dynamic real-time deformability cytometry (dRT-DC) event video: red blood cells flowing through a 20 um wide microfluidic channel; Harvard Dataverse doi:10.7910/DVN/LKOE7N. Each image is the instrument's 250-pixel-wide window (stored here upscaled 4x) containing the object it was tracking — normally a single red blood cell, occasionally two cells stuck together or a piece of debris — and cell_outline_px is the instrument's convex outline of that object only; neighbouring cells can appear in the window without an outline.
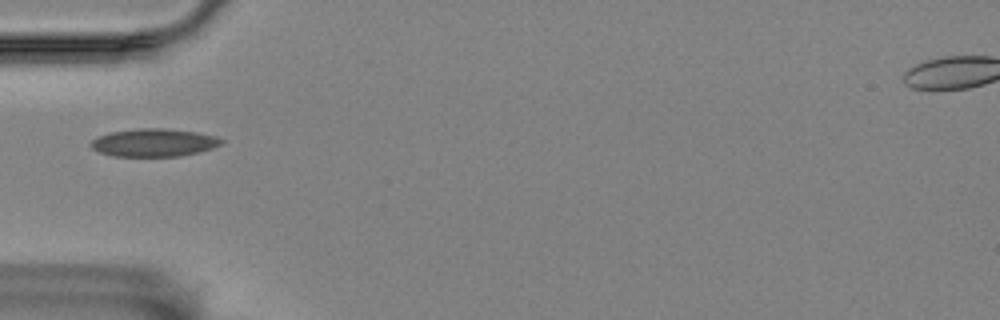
{"species": "Egyptian fruit bat (a non-hibernating species)", "species_latin": "Rousettus aegyptiacus", "temperature_condition": "room temperature", "stored_images_in_passage": 2, "camera_frame_rate_fps": 3000, "um_per_image_px": 0.085, "animal": {"sex": "female"}, "frame": {"image": 1, "passage_image": 1, "time_ms": 0.0, "image_size_px": [1000, 320], "cell_outline_px": [[224, 140], [220, 144], [212, 148], [180, 156], [112, 156], [100, 152], [92, 148], [88, 144], [92, 140], [108, 132], [136, 128], [164, 128], [196, 132], [216, 136]], "centroid_in_image_um": [13.04, 12.11], "position_along_channel_um": 72.0, "area_um2": 21.15}}
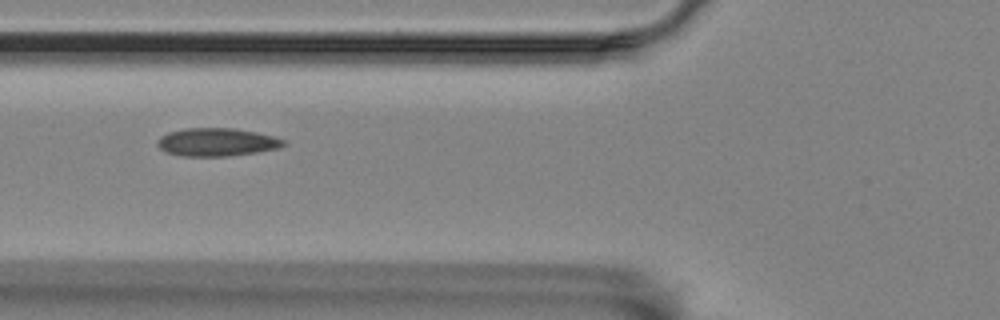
{"frame": {"image": 2, "passage_image": 2, "time_ms": 1.0, "image_size_px": [1000, 320], "cell_outline_px": [[288, 144], [280, 148], [256, 152], [228, 156], [184, 156], [168, 152], [160, 148], [156, 144], [156, 140], [160, 136], [168, 132], [184, 128], [236, 128], [256, 132], [272, 136], [284, 140]], "centroid_in_image_um": [18.43, 12.07], "position_along_channel_um": 107.4, "area_um2": 20.69}}